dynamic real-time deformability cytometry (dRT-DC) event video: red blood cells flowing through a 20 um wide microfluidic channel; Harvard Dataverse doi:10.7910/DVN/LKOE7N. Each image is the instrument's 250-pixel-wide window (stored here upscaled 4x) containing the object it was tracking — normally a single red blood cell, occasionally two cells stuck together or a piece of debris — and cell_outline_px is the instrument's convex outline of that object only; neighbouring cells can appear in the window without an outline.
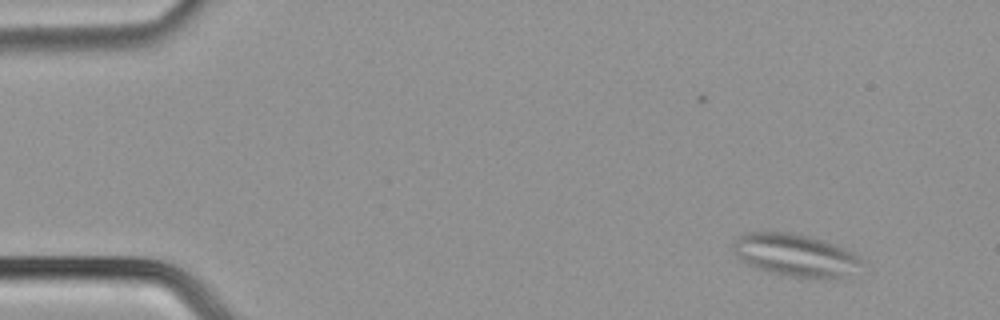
{"species": "common noctule bat (a hibernating species)", "species_latin": "Nyctalus noctula", "temperature_condition": "cold", "stored_images_in_passage": 47, "segment_of_instrument_passage": [1, 2], "camera_frame_rate_fps": 3000, "um_per_image_px": 0.085, "animal": {"sex": "male", "body_mass_g": 21.5, "forearm_length_mm": 52.0}, "frame": {"image": 1, "passage_image": 1, "time_ms": 0.0, "image_size_px": [1000, 320], "cell_outline_px": [[860, 260], [844, 280], [836, 280], [780, 276], [756, 268], [748, 264], [732, 248], [732, 244], [744, 232], [788, 232], [808, 236], [824, 240], [836, 244], [860, 256]], "centroid_in_image_um": [67.62, 21.71], "position_along_channel_um": 17.4, "area_um2": 31.96}}